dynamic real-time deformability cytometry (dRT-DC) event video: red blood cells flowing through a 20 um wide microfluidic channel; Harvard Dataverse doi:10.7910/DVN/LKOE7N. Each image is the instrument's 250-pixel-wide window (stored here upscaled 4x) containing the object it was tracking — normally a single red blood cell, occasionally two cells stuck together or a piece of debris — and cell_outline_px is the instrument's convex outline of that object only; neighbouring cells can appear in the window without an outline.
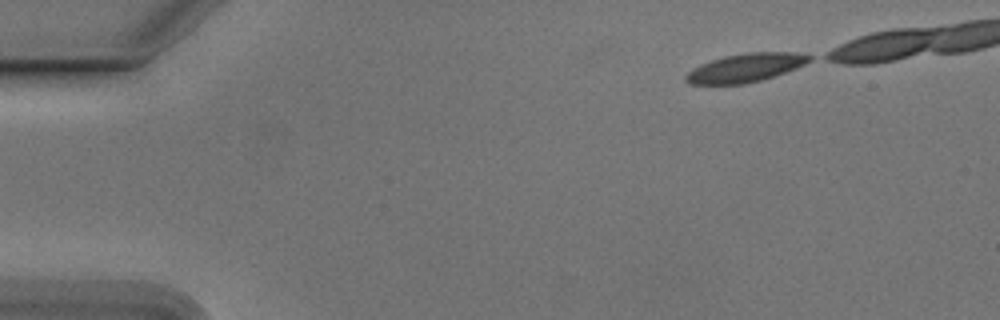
{"species": "Egyptian fruit bat (a non-hibernating species)", "species_latin": "Rousettus aegyptiacus", "temperature_condition": "cold", "stored_images_in_passage": 39, "camera_frame_rate_fps": 3000, "um_per_image_px": 0.085, "animal": {"sex": "male"}, "frame": {"image": 1, "passage_image": 1, "time_ms": 0.0, "image_size_px": [1000, 320], "cell_outline_px": [[812, 60], [796, 68], [760, 80], [744, 84], [688, 84], [684, 80], [684, 76], [692, 68], [700, 64], [724, 56], [744, 52], [796, 52], [812, 56]], "centroid_in_image_um": [63.33, 5.75], "position_along_channel_um": 21.7, "area_um2": 20.52}}
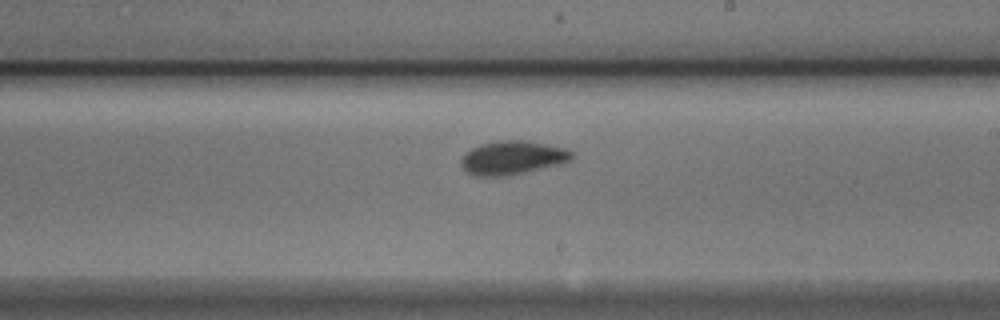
{"frame": {"image": 2, "passage_image": 26, "time_ms": 8.333, "image_size_px": [1000, 320], "cell_outline_px": [[576, 152], [568, 160], [560, 164], [524, 172], [504, 176], [476, 176], [468, 172], [460, 164], [460, 160], [472, 148], [480, 144], [500, 140], [524, 140], [564, 148]], "centroid_in_image_um": [43.55, 13.4], "position_along_channel_um": 245.4, "area_um2": 21.39}}
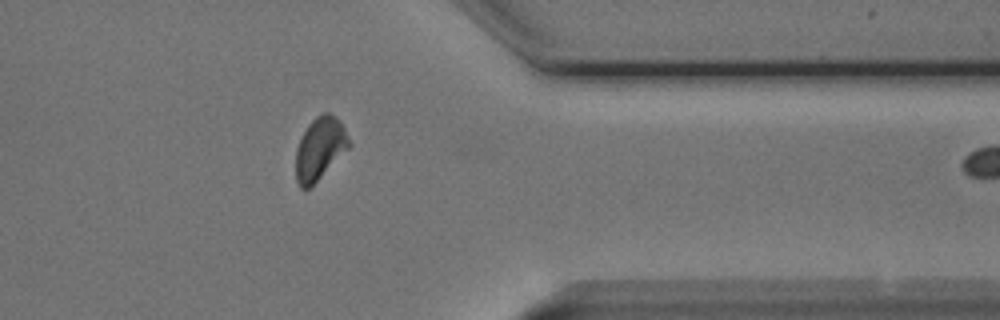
{"frame": {"image": 3, "passage_image": 38, "time_ms": 12.333, "image_size_px": [1000, 320], "cell_outline_px": [[352, 144], [308, 188], [300, 188], [296, 180], [296, 148], [308, 124], [320, 112], [328, 112], [336, 116], [340, 120]], "centroid_in_image_um": [27.18, 12.57], "position_along_channel_um": 384.2, "area_um2": 19.02}}